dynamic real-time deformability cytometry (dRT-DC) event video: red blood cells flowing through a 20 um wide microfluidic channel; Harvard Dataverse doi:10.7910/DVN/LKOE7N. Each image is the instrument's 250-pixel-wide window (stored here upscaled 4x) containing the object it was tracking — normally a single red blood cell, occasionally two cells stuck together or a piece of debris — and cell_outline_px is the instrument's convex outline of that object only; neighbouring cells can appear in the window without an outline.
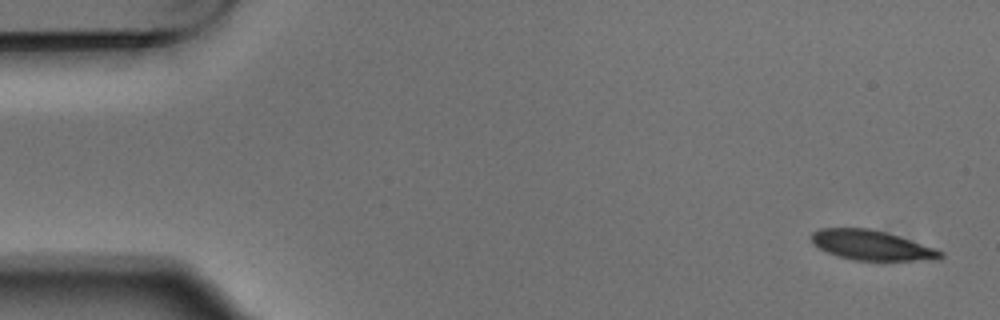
{"species": "Egyptian fruit bat (a non-hibernating species)", "species_latin": "Rousettus aegyptiacus", "temperature_condition": "warm", "stored_images_in_passage": 7, "camera_frame_rate_fps": 3000, "um_per_image_px": 0.085, "animal": {"sex": "male"}, "frame": {"image": 1, "passage_image": 1, "time_ms": 0.0, "image_size_px": [1000, 320], "cell_outline_px": [[944, 256], [940, 260], [856, 260], [840, 256], [828, 252], [812, 244], [812, 232], [820, 228], [868, 228], [900, 236], [936, 248], [944, 252]], "centroid_in_image_um": [74.14, 20.84], "position_along_channel_um": 10.9, "area_um2": 22.37}}
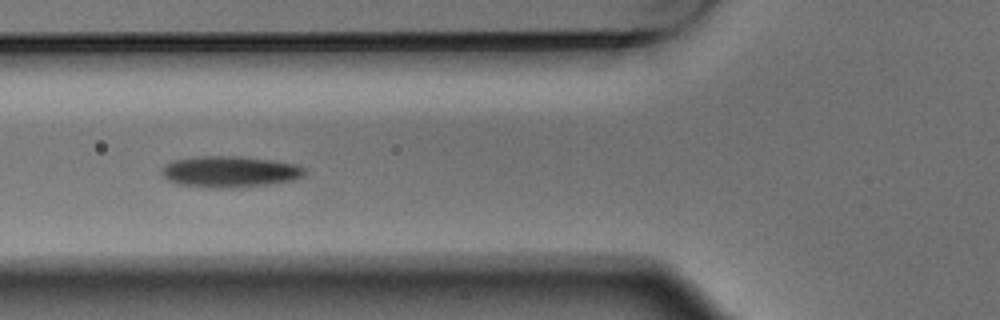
{"frame": {"image": 2, "passage_image": 6, "time_ms": 1.667, "image_size_px": [1000, 320], "cell_outline_px": [[304, 176], [296, 180], [240, 188], [212, 188], [180, 184], [168, 180], [160, 172], [160, 168], [164, 164], [172, 160], [200, 156], [244, 156], [272, 160], [296, 164], [304, 168]], "centroid_in_image_um": [19.53, 14.59], "position_along_channel_um": 106.3, "area_um2": 26.36}}
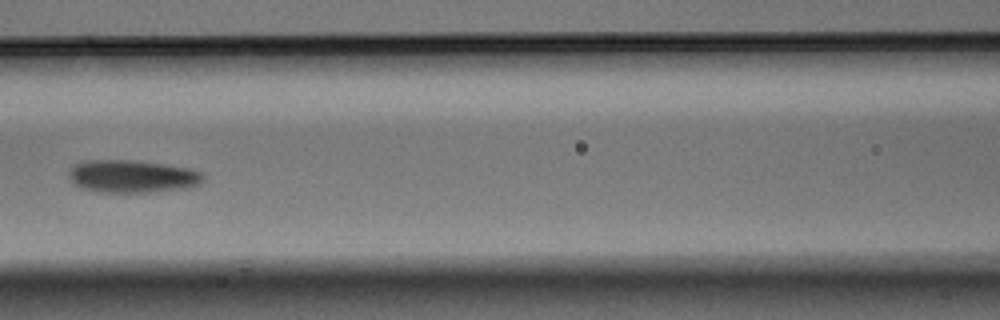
{"frame": {"image": 3, "passage_image": 7, "time_ms": 2.0, "image_size_px": [1000, 320], "cell_outline_px": [[204, 180], [200, 184], [188, 188], [148, 192], [96, 192], [80, 188], [72, 184], [68, 176], [68, 172], [76, 164], [84, 160], [128, 160], [164, 164], [192, 168], [200, 172], [204, 176]], "centroid_in_image_um": [11.22, 15.0], "position_along_channel_um": 155.4, "area_um2": 25.84}}